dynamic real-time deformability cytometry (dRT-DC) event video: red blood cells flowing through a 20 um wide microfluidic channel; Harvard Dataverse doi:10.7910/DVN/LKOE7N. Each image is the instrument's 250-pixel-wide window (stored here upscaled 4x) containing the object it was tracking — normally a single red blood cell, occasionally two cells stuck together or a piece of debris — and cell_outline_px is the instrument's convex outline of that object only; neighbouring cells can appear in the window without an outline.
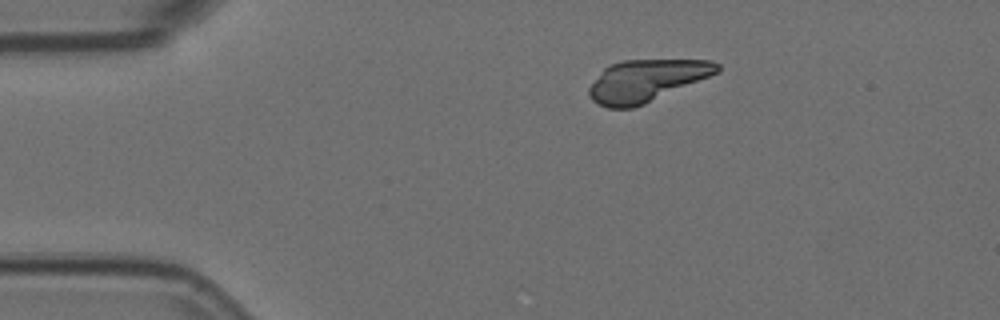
{"species": "Egyptian fruit bat (a non-hibernating species)", "species_latin": "Rousettus aegyptiacus", "temperature_condition": "room temperature", "stored_images_in_passage": 3, "camera_frame_rate_fps": 3000, "um_per_image_px": 0.085, "animal": {"sex": "female"}, "frame": {"image": 1, "passage_image": 1, "time_ms": 0.0, "image_size_px": [1000, 320], "cell_outline_px": [[720, 72], [644, 104], [632, 108], [608, 108], [596, 104], [588, 96], [588, 88], [604, 68], [612, 64], [624, 60], [712, 60], [720, 64]], "centroid_in_image_um": [54.94, 6.86], "position_along_channel_um": 30.1, "area_um2": 31.27}}